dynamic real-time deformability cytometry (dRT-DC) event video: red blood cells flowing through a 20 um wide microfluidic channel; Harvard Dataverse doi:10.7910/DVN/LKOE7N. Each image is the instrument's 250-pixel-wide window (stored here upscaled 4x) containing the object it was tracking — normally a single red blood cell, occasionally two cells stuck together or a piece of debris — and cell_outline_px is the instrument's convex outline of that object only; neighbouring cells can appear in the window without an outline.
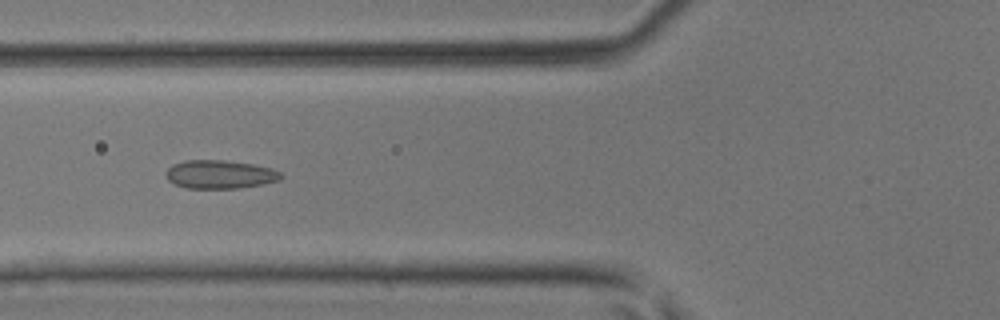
{"species": "common noctule bat (a hibernating species)", "species_latin": "Nyctalus noctula", "temperature_condition": "room temperature", "stored_images_in_passage": 46, "camera_frame_rate_fps": 3000, "um_per_image_px": 0.085, "animal": {"sex": "male", "body_mass_g": 17.9, "forearm_length_mm": 54.2}, "frame": {"image": 1, "passage_image": 18, "time_ms": 5.667, "image_size_px": [1000, 320], "cell_outline_px": [[284, 176], [280, 180], [264, 184], [240, 188], [184, 188], [168, 180], [164, 172], [172, 164], [184, 160], [224, 160], [252, 164], [272, 168], [280, 172]], "centroid_in_image_um": [18.69, 14.82], "position_along_channel_um": 107.1, "area_um2": 19.25}}
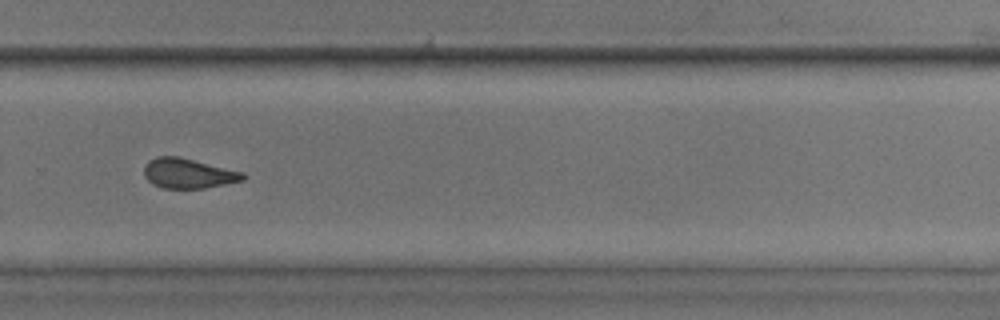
{"frame": {"image": 2, "passage_image": 32, "time_ms": 10.333, "image_size_px": [1000, 320], "cell_outline_px": [[248, 176], [244, 180], [204, 188], [164, 188], [152, 184], [144, 176], [144, 164], [148, 160], [156, 156], [180, 156], [244, 172]], "centroid_in_image_um": [16.0, 14.72], "position_along_channel_um": 313.8, "area_um2": 17.46}}
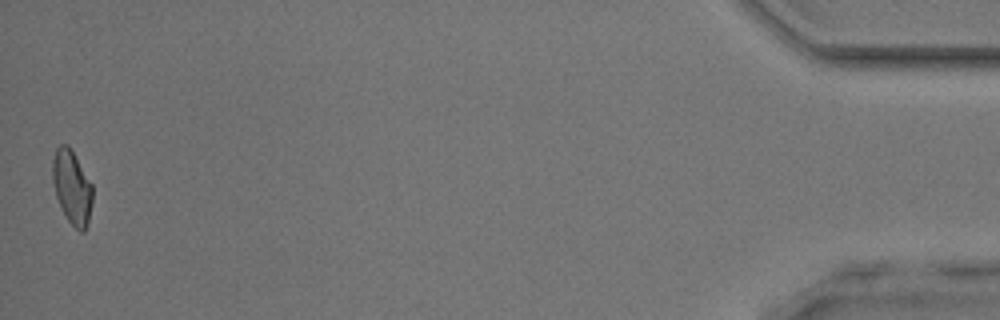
{"frame": {"image": 3, "passage_image": 46, "time_ms": 15.0, "image_size_px": [1000, 320], "cell_outline_px": [[92, 200], [88, 224], [84, 232], [80, 232], [68, 220], [56, 196], [52, 180], [52, 160], [56, 148], [60, 144], [68, 144], [92, 184]], "centroid_in_image_um": [6.11, 15.9], "position_along_channel_um": 429.1, "area_um2": 17.05}}